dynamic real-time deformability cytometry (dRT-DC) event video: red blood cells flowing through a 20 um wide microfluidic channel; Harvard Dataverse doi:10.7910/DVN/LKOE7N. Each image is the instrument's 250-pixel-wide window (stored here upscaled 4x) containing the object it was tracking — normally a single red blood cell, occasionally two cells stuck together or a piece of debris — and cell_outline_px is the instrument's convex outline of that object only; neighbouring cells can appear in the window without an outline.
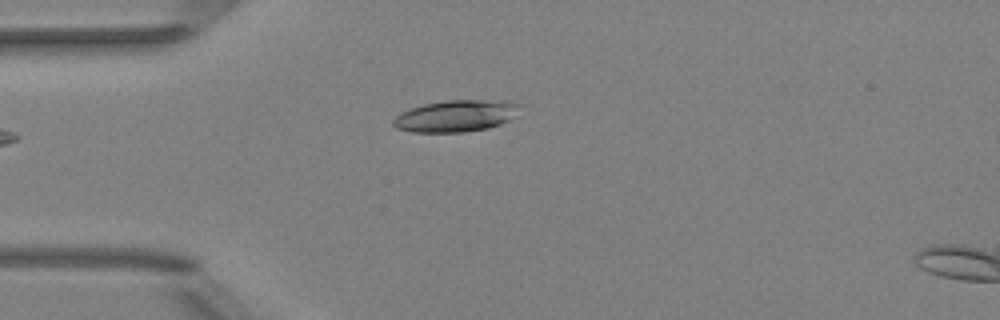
{"species": "Egyptian fruit bat (a non-hibernating species)", "species_latin": "Rousettus aegyptiacus", "temperature_condition": "room temperature", "stored_images_in_passage": 4, "camera_frame_rate_fps": 3000, "um_per_image_px": 0.085, "animal": {"sex": "female"}, "frame": {"image": 1, "passage_image": 4, "time_ms": 3.333, "image_size_px": [1000, 320], "cell_outline_px": [[520, 104], [516, 116], [500, 124], [488, 128], [464, 132], [412, 132], [396, 128], [392, 124], [392, 120], [400, 112], [424, 104], [448, 100], [504, 100]], "centroid_in_image_um": [38.75, 9.85], "position_along_channel_um": 46.3, "area_um2": 23.41}}